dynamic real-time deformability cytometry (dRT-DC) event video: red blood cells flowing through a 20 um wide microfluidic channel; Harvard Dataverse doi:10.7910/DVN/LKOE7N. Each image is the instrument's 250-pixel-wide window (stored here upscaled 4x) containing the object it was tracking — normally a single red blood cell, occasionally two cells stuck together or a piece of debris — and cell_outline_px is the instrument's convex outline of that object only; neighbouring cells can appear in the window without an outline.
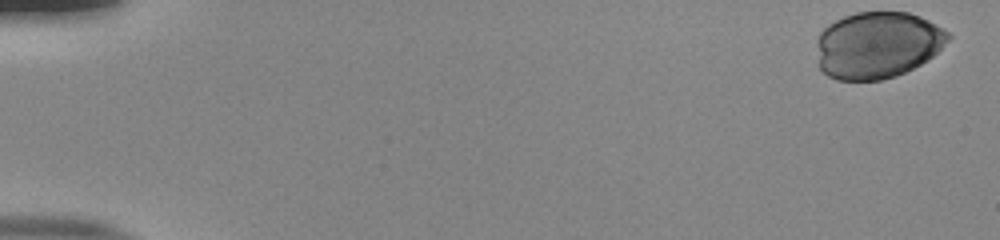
{"species": "human", "species_latin": "Homo sapiens", "temperature_condition": "room temperature", "stored_images_in_passage": 44, "camera_frame_rate_fps": 3000, "um_per_image_px": 0.085, "donor": {"sex": "male"}, "frame": {"image": 1, "passage_image": 1, "time_ms": 0.0, "image_size_px": [1000, 240], "cell_outline_px": [[952, 36], [928, 60], [896, 76], [880, 80], [836, 80], [828, 76], [816, 64], [816, 40], [820, 32], [828, 24], [844, 16], [856, 12], [908, 12], [920, 16], [944, 28]], "centroid_in_image_um": [74.54, 3.82], "position_along_channel_um": 10.5, "area_um2": 51.5}}
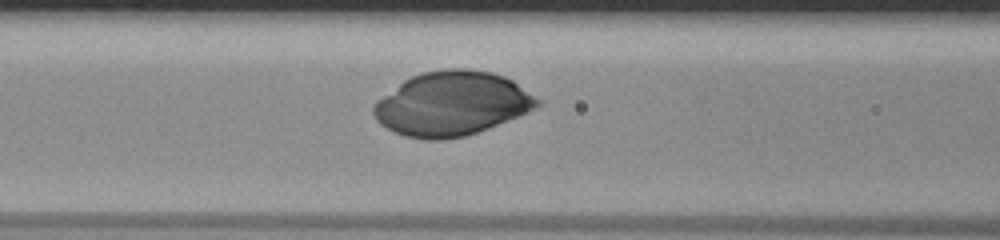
{"frame": {"image": 2, "passage_image": 23, "time_ms": 7.333, "image_size_px": [1000, 240], "cell_outline_px": [[540, 104], [536, 108], [528, 112], [488, 128], [464, 136], [440, 140], [428, 140], [404, 136], [380, 124], [376, 120], [372, 112], [372, 108], [376, 100], [404, 80], [420, 72], [448, 68], [464, 68], [492, 72], [504, 76], [512, 80], [540, 100]], "centroid_in_image_um": [38.38, 8.8], "position_along_channel_um": 128.2, "area_um2": 61.09}}
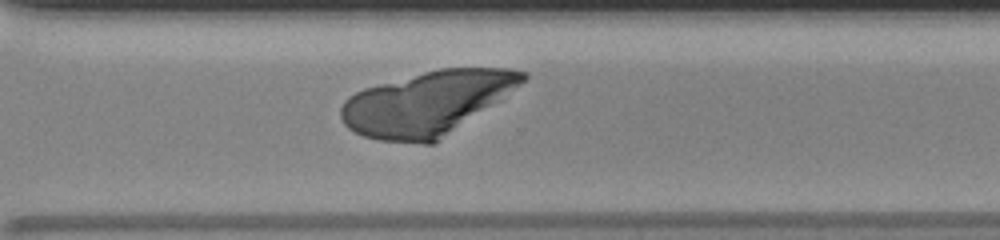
{"frame": {"image": 3, "passage_image": 39, "time_ms": 12.667, "image_size_px": [1000, 240], "cell_outline_px": [[528, 76], [520, 84], [436, 144], [424, 144], [380, 140], [364, 136], [348, 128], [344, 124], [340, 116], [340, 108], [344, 100], [348, 96], [364, 88], [424, 72], [440, 68], [512, 68], [528, 72]], "centroid_in_image_um": [36.27, 8.78], "position_along_channel_um": 334.3, "area_um2": 67.05}}